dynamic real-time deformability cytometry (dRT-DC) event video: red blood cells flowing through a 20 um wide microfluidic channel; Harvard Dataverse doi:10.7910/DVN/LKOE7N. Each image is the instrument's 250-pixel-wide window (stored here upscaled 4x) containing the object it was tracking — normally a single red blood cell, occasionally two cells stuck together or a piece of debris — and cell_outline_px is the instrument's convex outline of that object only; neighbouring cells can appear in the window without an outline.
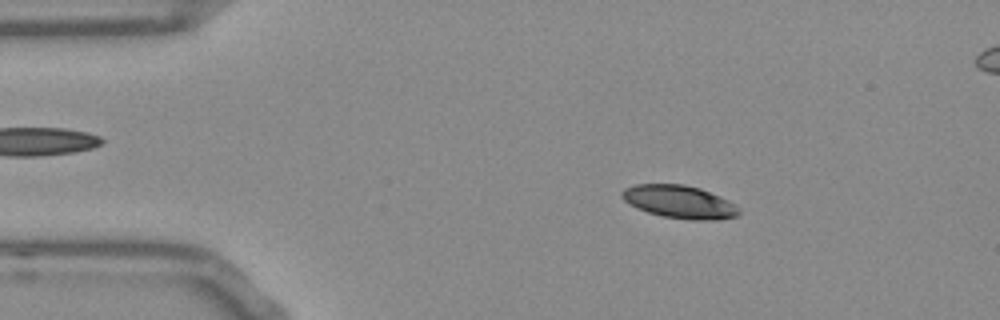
{"species": "Egyptian fruit bat (a non-hibernating species)", "species_latin": "Rousettus aegyptiacus", "temperature_condition": "room temperature", "stored_images_in_passage": 54, "segment_of_instrument_passage": [1, 2], "camera_frame_rate_fps": 3000, "um_per_image_px": 0.085, "frame": {"image": 1, "passage_image": 8, "time_ms": 2.333, "image_size_px": [1000, 320], "cell_outline_px": [[740, 212], [736, 216], [716, 220], [692, 220], [664, 216], [648, 212], [636, 208], [628, 204], [620, 196], [620, 192], [624, 188], [636, 184], [684, 184], [700, 188], [720, 196], [728, 200], [740, 208]], "centroid_in_image_um": [57.73, 17.15], "position_along_channel_um": 27.3, "area_um2": 22.54}}
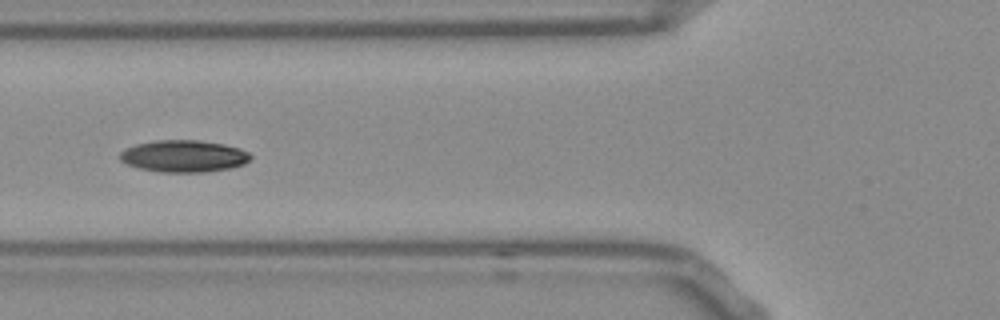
{"frame": {"image": 2, "passage_image": 19, "time_ms": 6.0, "image_size_px": [1000, 320], "cell_outline_px": [[252, 156], [244, 164], [228, 168], [204, 172], [160, 172], [140, 168], [128, 164], [120, 160], [120, 152], [136, 144], [156, 140], [196, 140], [224, 144], [240, 148], [248, 152]], "centroid_in_image_um": [15.63, 13.27], "position_along_channel_um": 110.2, "area_um2": 24.1}}
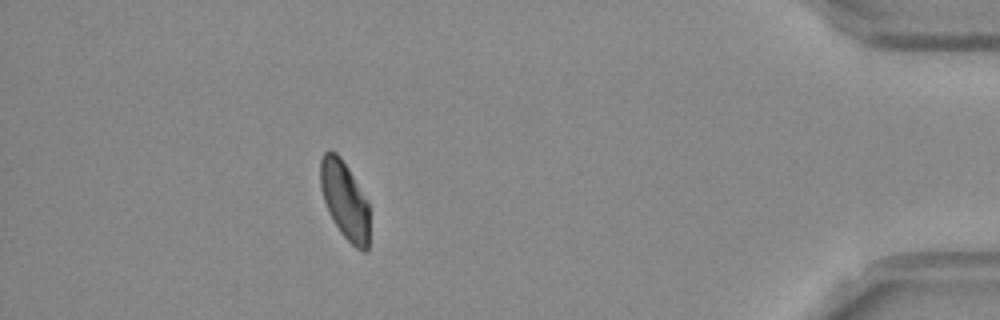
{"frame": {"image": 3, "passage_image": 47, "time_ms": 15.333, "image_size_px": [1000, 320], "cell_outline_px": [[368, 252], [364, 252], [356, 248], [340, 232], [332, 220], [328, 212], [320, 188], [320, 160], [324, 152], [328, 148], [336, 152], [340, 156], [348, 168], [368, 200]], "centroid_in_image_um": [29.28, 16.99], "position_along_channel_um": 405.9, "area_um2": 22.43}}